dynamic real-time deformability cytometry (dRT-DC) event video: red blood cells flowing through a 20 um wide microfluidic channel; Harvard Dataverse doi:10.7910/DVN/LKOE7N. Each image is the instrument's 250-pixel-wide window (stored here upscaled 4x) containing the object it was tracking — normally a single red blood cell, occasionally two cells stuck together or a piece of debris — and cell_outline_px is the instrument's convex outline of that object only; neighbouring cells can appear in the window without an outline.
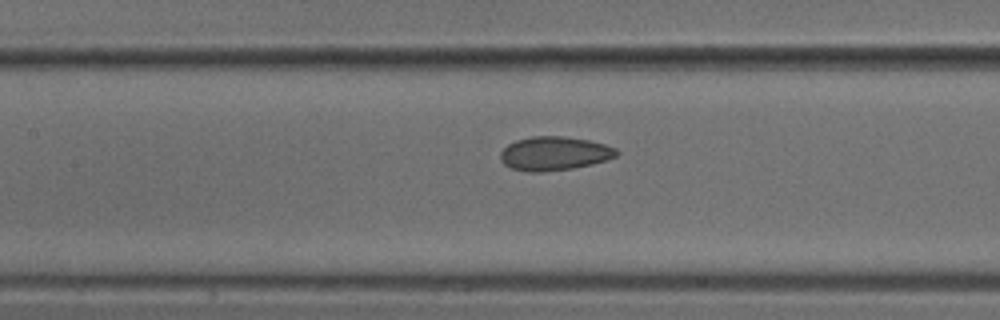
{"species": "common noctule bat (a hibernating species)", "species_latin": "Nyctalus noctula", "temperature_condition": "cold", "stored_images_in_passage": 8, "segment_of_instrument_passage": [2, 2], "camera_frame_rate_fps": 3000, "um_per_image_px": 0.085, "animal": {"sex": "male", "body_mass_g": 18.8}, "frame": {"image": 1, "passage_image": 8, "time_ms": 2.333, "image_size_px": [1000, 320], "cell_outline_px": [[620, 152], [616, 156], [592, 164], [572, 168], [544, 172], [528, 172], [512, 168], [504, 164], [500, 160], [500, 152], [508, 144], [516, 140], [532, 136], [560, 136], [588, 140], [604, 144], [616, 148]], "centroid_in_image_um": [47.09, 13.05], "position_along_channel_um": 160.3, "area_um2": 22.83}}